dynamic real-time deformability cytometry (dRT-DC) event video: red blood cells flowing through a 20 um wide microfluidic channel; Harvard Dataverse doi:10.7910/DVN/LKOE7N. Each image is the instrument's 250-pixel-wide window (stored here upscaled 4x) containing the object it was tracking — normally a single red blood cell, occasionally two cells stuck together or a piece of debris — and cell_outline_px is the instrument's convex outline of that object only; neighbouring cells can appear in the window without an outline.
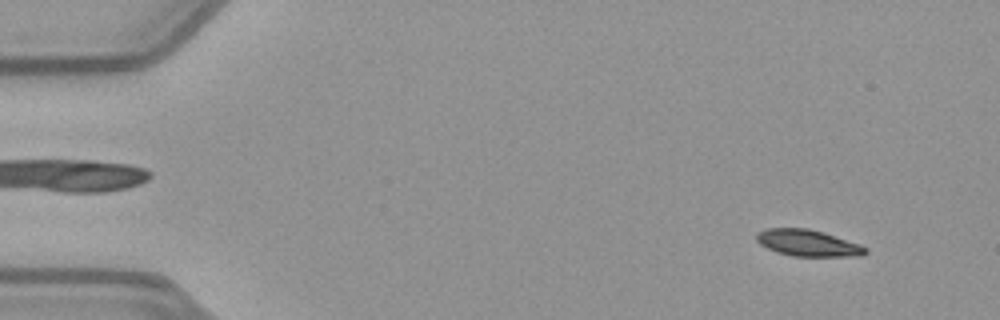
{"species": "common noctule bat (a hibernating species)", "species_latin": "Nyctalus noctula", "temperature_condition": "warm", "stored_images_in_passage": 52, "camera_frame_rate_fps": 3000, "um_per_image_px": 0.085, "animal": {"sex": "female", "body_mass_g": 21.9}, "frame": {"image": 1, "passage_image": 4, "time_ms": 1.0, "image_size_px": [1000, 320], "cell_outline_px": [[868, 252], [864, 256], [792, 256], [776, 252], [760, 244], [756, 240], [756, 232], [768, 228], [808, 228], [824, 232], [860, 244], [868, 248]], "centroid_in_image_um": [68.69, 20.65], "position_along_channel_um": 16.3, "area_um2": 16.99}}
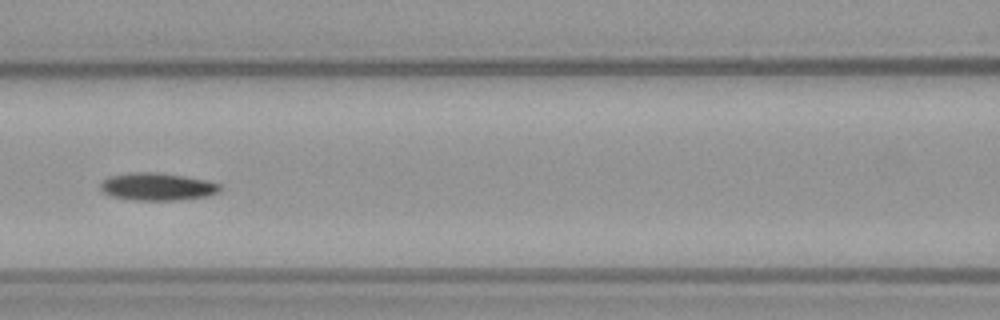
{"frame": {"image": 2, "passage_image": 23, "time_ms": 7.333, "image_size_px": [1000, 320], "cell_outline_px": [[220, 188], [216, 192], [208, 196], [180, 200], [132, 200], [112, 196], [104, 192], [100, 188], [100, 180], [108, 176], [128, 172], [156, 172], [184, 176], [208, 180], [220, 184]], "centroid_in_image_um": [13.32, 15.85], "position_along_channel_um": 153.3, "area_um2": 19.36}}
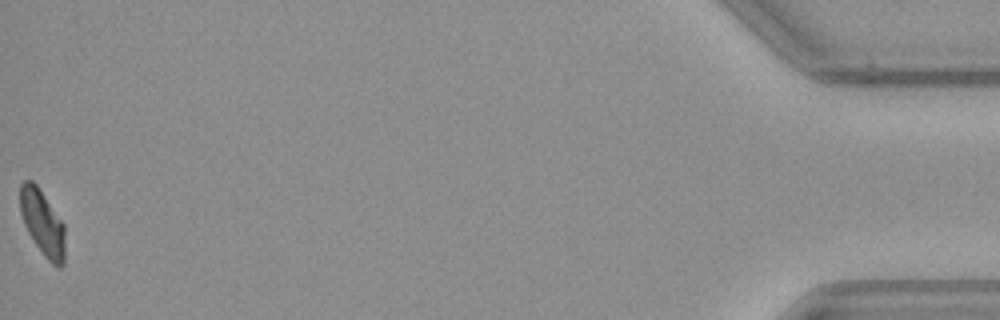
{"frame": {"image": 3, "passage_image": 52, "time_ms": 17.0, "image_size_px": [1000, 320], "cell_outline_px": [[64, 264], [60, 268], [52, 264], [44, 256], [28, 232], [24, 224], [20, 212], [20, 184], [24, 180], [32, 180], [36, 184], [64, 224]], "centroid_in_image_um": [3.6, 18.94], "position_along_channel_um": 431.6, "area_um2": 16.99}, "authors_computed_cell_mechanics": {"area_um2": 18.3515, "velocity_mm_per_s": 3.9389, "shape_relaxation_time_tau1_ms": 6.1903, "shape_relaxation_time_tau2_ms": null, "deformation_change_tau1": 0.1673, "deformation_change_tau2": null}}